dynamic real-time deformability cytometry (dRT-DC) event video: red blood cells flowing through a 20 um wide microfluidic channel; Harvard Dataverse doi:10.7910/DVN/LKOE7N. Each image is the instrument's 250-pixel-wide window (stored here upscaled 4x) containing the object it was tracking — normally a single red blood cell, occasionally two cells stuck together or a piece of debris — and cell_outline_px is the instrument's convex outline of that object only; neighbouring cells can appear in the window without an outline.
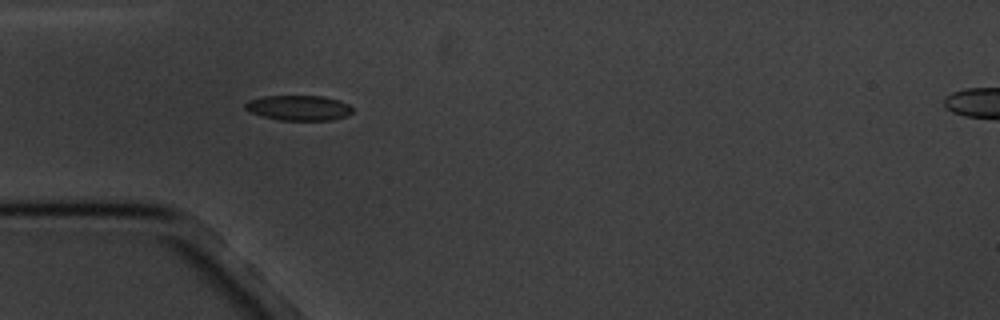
{"species": "common noctule bat (a hibernating species)", "species_latin": "Nyctalus noctula", "temperature_condition": "cold", "stored_images_in_passage": 6, "camera_frame_rate_fps": 3000, "um_per_image_px": 0.085, "animal": {"sex": "male", "body_mass_g": 20.1, "forearm_length_mm": 53.5}, "frame": {"image": 1, "passage_image": 5, "time_ms": 5.0, "image_size_px": [1000, 320], "cell_outline_px": [[352, 112], [344, 116], [332, 120], [280, 120], [264, 116], [252, 112], [244, 108], [244, 104], [248, 100], [264, 96], [324, 96], [340, 100], [348, 104], [352, 108]], "centroid_in_image_um": [25.39, 9.16], "position_along_channel_um": 59.6, "area_um2": 15.61}}
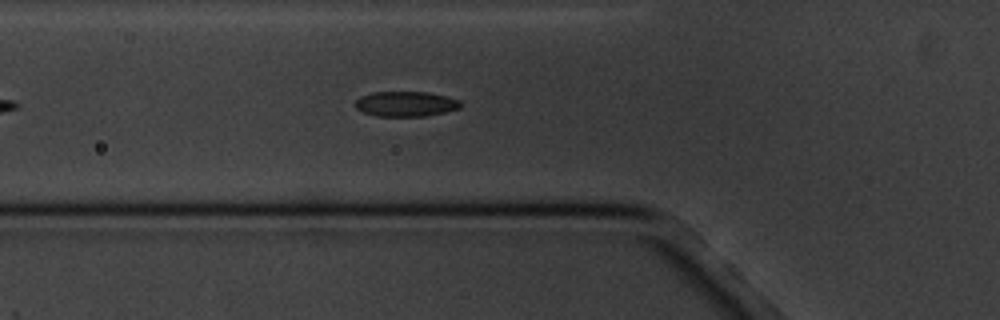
{"frame": {"image": 2, "passage_image": 6, "time_ms": 6.0, "image_size_px": [1000, 320], "cell_outline_px": [[460, 108], [444, 112], [424, 116], [376, 116], [360, 112], [356, 108], [356, 100], [360, 96], [372, 92], [428, 92], [448, 96], [460, 100]], "centroid_in_image_um": [34.47, 8.83], "position_along_channel_um": 91.3, "area_um2": 15.49}}